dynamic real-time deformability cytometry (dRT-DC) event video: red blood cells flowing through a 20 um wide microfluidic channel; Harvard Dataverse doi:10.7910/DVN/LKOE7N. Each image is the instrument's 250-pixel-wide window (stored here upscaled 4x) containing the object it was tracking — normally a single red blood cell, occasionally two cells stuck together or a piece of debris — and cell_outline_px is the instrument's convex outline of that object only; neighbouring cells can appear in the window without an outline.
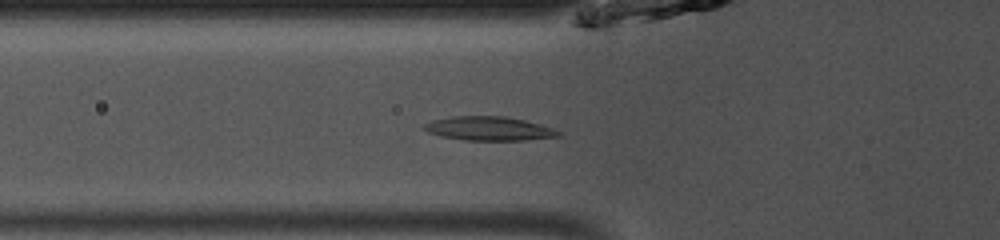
{"species": "common noctule bat (a hibernating species)", "species_latin": "Nyctalus noctula", "temperature_condition": "room temperature", "stored_images_in_passage": 38, "camera_frame_rate_fps": 3000, "um_per_image_px": 0.085, "animal": {"sex": "male", "body_mass_g": 13.0, "forearm_length_mm": 53.1}, "frame": {"image": 1, "passage_image": 6, "time_ms": 1.667, "image_size_px": [1000, 240], "cell_outline_px": [[564, 136], [524, 140], [464, 140], [440, 136], [428, 132], [420, 128], [424, 124], [432, 120], [452, 116], [504, 116], [524, 120], [540, 124], [552, 128], [560, 132]], "centroid_in_image_um": [41.54, 10.93], "position_along_channel_um": 84.3, "area_um2": 18.84}}
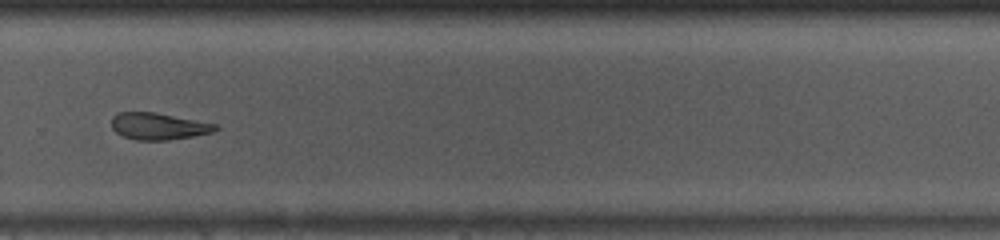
{"frame": {"image": 2, "passage_image": 23, "time_ms": 7.333, "image_size_px": [1000, 240], "cell_outline_px": [[220, 128], [212, 132], [192, 136], [168, 140], [136, 140], [124, 136], [116, 132], [112, 128], [112, 116], [120, 112], [152, 112], [220, 124]], "centroid_in_image_um": [13.5, 10.73], "position_along_channel_um": 316.3, "area_um2": 16.18}}
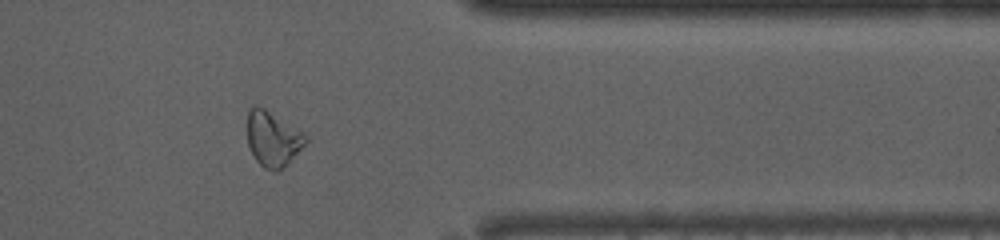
{"frame": {"image": 3, "passage_image": 29, "time_ms": 9.333, "image_size_px": [1000, 240], "cell_outline_px": [[308, 140], [276, 172], [272, 172], [264, 168], [256, 160], [248, 144], [248, 108], [256, 104], [264, 108], [308, 136]], "centroid_in_image_um": [23.14, 11.77], "position_along_channel_um": 388.3, "area_um2": 18.09}, "authors_computed_cell_mechanics": {"area_um2": 17.6001, "velocity_mm_per_s": 4.0784, "shape_relaxation_time_tau1_ms": 3.3237, "shape_relaxation_time_tau2_ms": 7.8712, "deformation_change_tau1": 0.1503, "deformation_change_tau2": 0.1953}}